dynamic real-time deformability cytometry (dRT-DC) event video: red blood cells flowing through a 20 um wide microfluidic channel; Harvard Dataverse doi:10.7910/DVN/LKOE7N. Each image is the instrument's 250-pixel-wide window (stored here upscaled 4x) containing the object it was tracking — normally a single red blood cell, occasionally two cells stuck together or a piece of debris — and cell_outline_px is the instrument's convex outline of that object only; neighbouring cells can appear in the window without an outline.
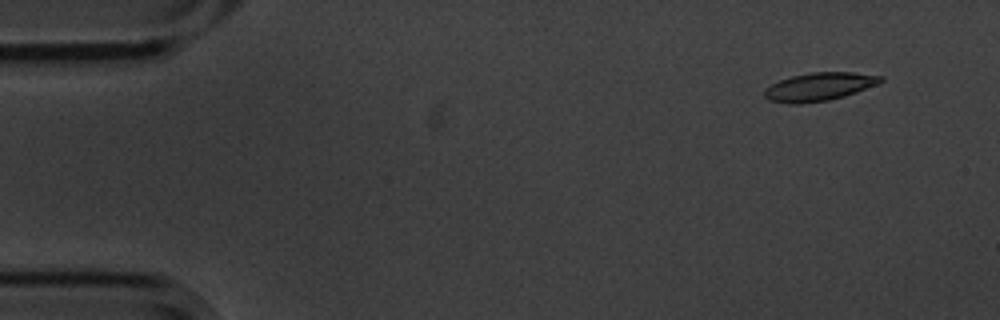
{"species": "common noctule bat (a hibernating species)", "species_latin": "Nyctalus noctula", "temperature_condition": "cold", "stored_images_in_passage": 6, "segment_of_instrument_passage": [1, 2], "camera_frame_rate_fps": 3000, "um_per_image_px": 0.085, "animal": {"sex": "male", "body_mass_g": 20.1, "forearm_length_mm": 53.5}, "frame": {"image": 1, "passage_image": 2, "time_ms": 0.333, "image_size_px": [1000, 320], "cell_outline_px": [[884, 80], [880, 84], [844, 96], [828, 100], [800, 104], [788, 104], [768, 100], [764, 96], [764, 88], [780, 80], [792, 76], [812, 72], [852, 72], [884, 76]], "centroid_in_image_um": [69.65, 7.37], "position_along_channel_um": 15.4, "area_um2": 19.25}}
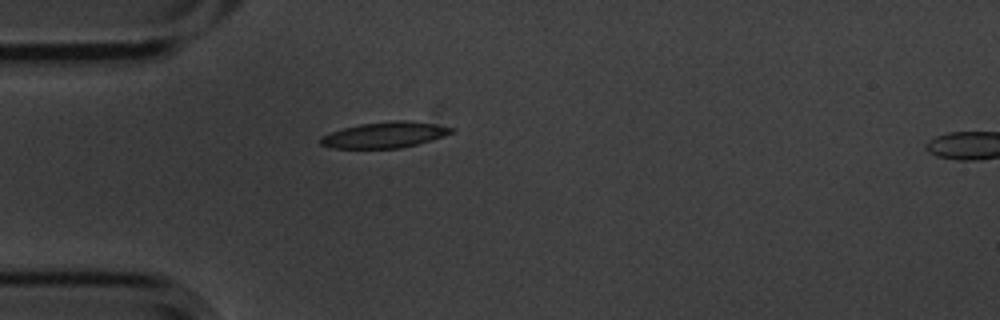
{"frame": {"image": 2, "passage_image": 5, "time_ms": 1.333, "image_size_px": [1000, 320], "cell_outline_px": [[456, 128], [452, 132], [444, 136], [432, 140], [400, 148], [332, 148], [320, 144], [320, 136], [344, 128], [360, 124], [392, 120], [404, 120], [436, 124]], "centroid_in_image_um": [32.71, 11.46], "position_along_channel_um": 52.3, "area_um2": 19.65}}